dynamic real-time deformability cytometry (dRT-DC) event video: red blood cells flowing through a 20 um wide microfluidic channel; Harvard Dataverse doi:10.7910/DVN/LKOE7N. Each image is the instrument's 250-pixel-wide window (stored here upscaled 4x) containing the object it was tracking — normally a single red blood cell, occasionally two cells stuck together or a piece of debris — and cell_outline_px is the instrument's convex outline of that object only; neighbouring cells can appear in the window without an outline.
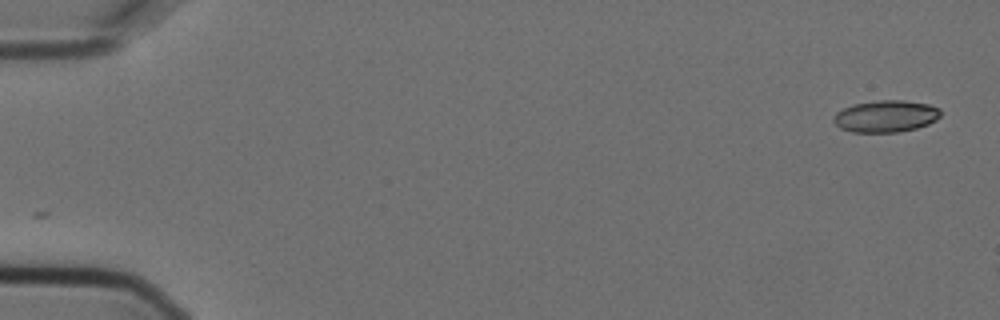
{"species": "Egyptian fruit bat (a non-hibernating species)", "species_latin": "Rousettus aegyptiacus", "temperature_condition": "cold", "stored_images_in_passage": 2, "camera_frame_rate_fps": 3000, "um_per_image_px": 0.085, "animal": {"sex": "female"}, "frame": {"image": 1, "passage_image": 2, "time_ms": 0.333, "image_size_px": [1000, 320], "cell_outline_px": [[940, 116], [936, 120], [928, 124], [916, 128], [900, 132], [852, 132], [840, 128], [832, 120], [832, 116], [836, 112], [852, 104], [876, 100], [904, 100], [928, 104], [940, 108]], "centroid_in_image_um": [75.27, 9.87], "position_along_channel_um": 9.7, "area_um2": 20.06}}